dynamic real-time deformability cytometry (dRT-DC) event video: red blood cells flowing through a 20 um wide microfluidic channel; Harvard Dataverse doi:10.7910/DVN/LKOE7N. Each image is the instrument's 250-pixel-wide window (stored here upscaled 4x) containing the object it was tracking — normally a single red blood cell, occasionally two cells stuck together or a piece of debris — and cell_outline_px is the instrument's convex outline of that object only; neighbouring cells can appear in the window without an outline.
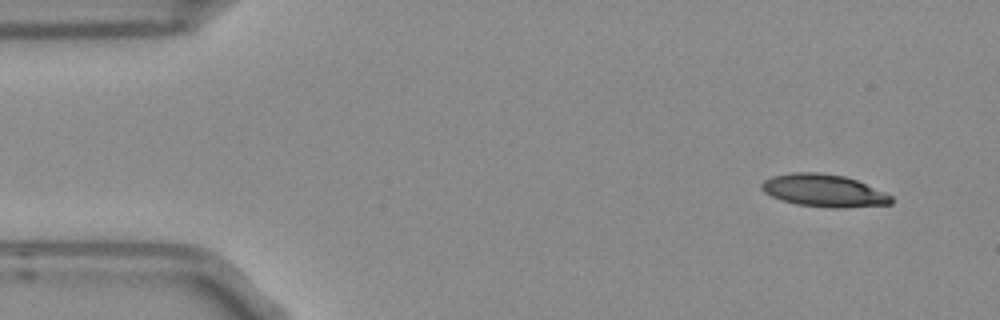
{"species": "Egyptian fruit bat (a non-hibernating species)", "species_latin": "Rousettus aegyptiacus", "temperature_condition": "room temperature", "stored_images_in_passage": 4, "camera_frame_rate_fps": 3000, "um_per_image_px": 0.085, "frame": {"image": 1, "passage_image": 1, "time_ms": 0.0, "image_size_px": [1000, 320], "cell_outline_px": [[892, 204], [844, 208], [832, 208], [796, 204], [780, 200], [764, 192], [760, 188], [760, 184], [764, 180], [772, 176], [792, 172], [816, 172], [844, 176], [856, 180], [884, 192], [892, 196]], "centroid_in_image_um": [70.0, 16.2], "position_along_channel_um": 15.0, "area_um2": 24.57}}
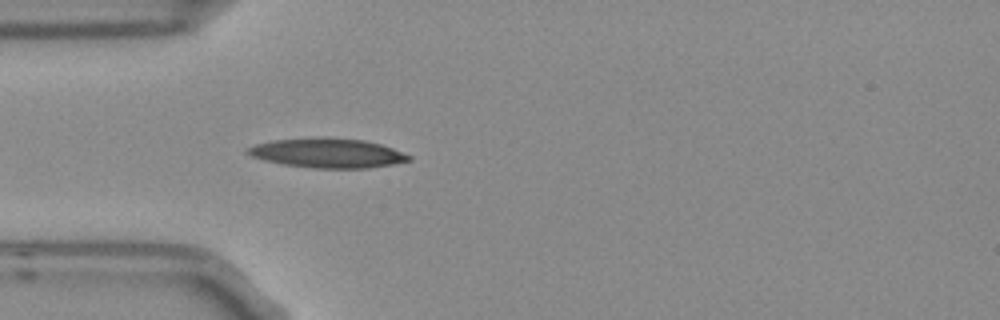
{"frame": {"image": 2, "passage_image": 4, "time_ms": 1.0, "image_size_px": [1000, 320], "cell_outline_px": [[412, 160], [392, 164], [368, 168], [312, 168], [284, 164], [264, 160], [252, 156], [244, 152], [248, 148], [256, 144], [272, 140], [324, 136], [364, 140], [380, 144], [392, 148], [412, 156]], "centroid_in_image_um": [27.84, 13.0], "position_along_channel_um": 57.2, "area_um2": 27.8}}